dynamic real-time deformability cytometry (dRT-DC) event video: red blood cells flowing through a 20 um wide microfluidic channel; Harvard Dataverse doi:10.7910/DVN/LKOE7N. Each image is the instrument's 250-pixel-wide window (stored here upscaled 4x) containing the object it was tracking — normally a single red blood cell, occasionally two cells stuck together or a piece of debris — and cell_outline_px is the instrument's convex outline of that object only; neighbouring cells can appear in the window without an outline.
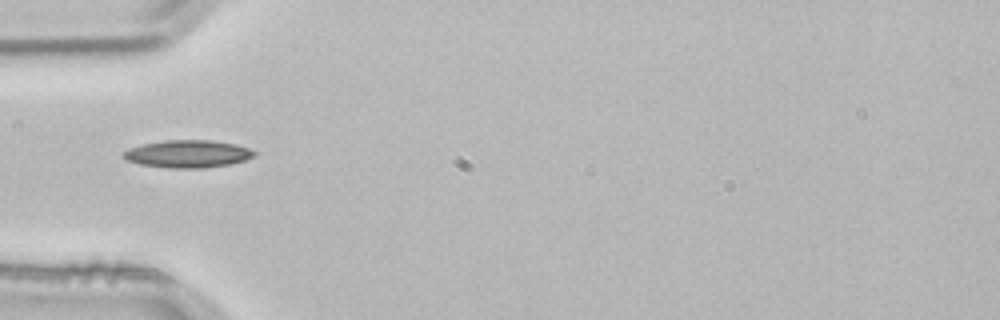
{"species": "common noctule bat (a hibernating species)", "species_latin": "Nyctalus noctula", "temperature_condition": "room temperature", "stored_images_in_passage": 1, "camera_frame_rate_fps": 3000, "um_per_image_px": 0.085, "animal": {"sex": "male", "body_mass_g": 21.5, "forearm_length_mm": 52.0}, "frame": {"image": 1, "passage_image": 1, "time_ms": 0.0, "image_size_px": [1000, 320], "cell_outline_px": [[256, 156], [244, 160], [228, 164], [204, 168], [168, 168], [140, 164], [128, 160], [124, 156], [124, 152], [128, 148], [144, 144], [164, 140], [212, 140], [236, 144], [248, 148], [256, 152]], "centroid_in_image_um": [15.99, 13.07], "position_along_channel_um": 69.0, "area_um2": 20.87}}